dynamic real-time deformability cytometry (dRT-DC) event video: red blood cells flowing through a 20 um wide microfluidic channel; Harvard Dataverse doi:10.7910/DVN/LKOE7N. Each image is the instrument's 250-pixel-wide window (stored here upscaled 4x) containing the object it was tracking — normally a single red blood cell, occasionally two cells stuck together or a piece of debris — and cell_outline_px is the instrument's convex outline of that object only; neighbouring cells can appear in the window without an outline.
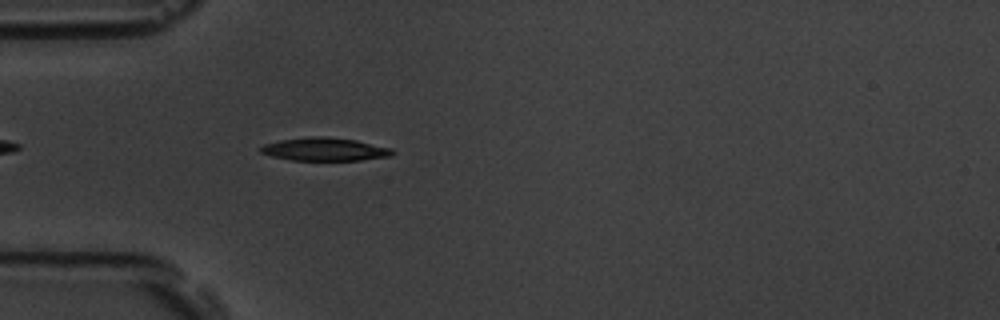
{"species": "common noctule bat (a hibernating species)", "species_latin": "Nyctalus noctula", "temperature_condition": "room temperature", "stored_images_in_passage": 42, "camera_frame_rate_fps": 3000, "um_per_image_px": 0.085, "animal": {"sex": "male", "body_mass_g": 19.5, "forearm_length_mm": 54.6}, "frame": {"image": 1, "passage_image": 4, "time_ms": 1.0, "image_size_px": [1000, 320], "cell_outline_px": [[396, 152], [392, 156], [360, 160], [292, 160], [272, 156], [260, 152], [260, 148], [264, 144], [280, 140], [312, 136], [328, 136], [356, 140], [392, 148]], "centroid_in_image_um": [27.64, 12.68], "position_along_channel_um": 57.4, "area_um2": 17.8}}
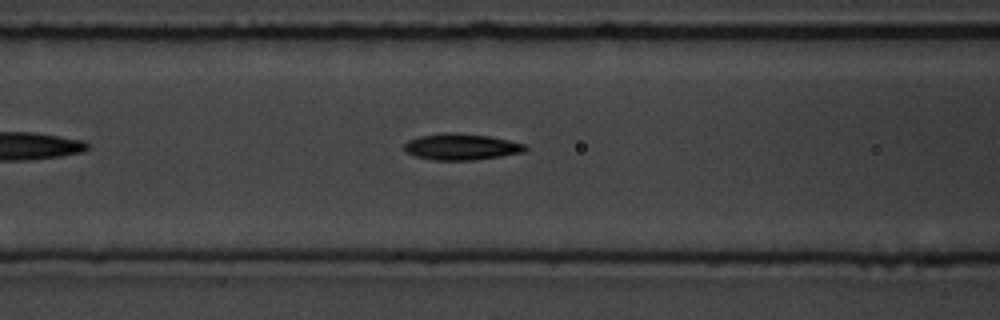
{"frame": {"image": 2, "passage_image": 10, "time_ms": 3.0, "image_size_px": [1000, 320], "cell_outline_px": [[528, 148], [524, 152], [500, 156], [472, 160], [436, 160], [416, 156], [404, 152], [404, 144], [408, 140], [420, 136], [448, 132], [452, 132], [488, 136], [528, 144]], "centroid_in_image_um": [39.22, 12.47], "position_along_channel_um": 127.4, "area_um2": 18.5}}
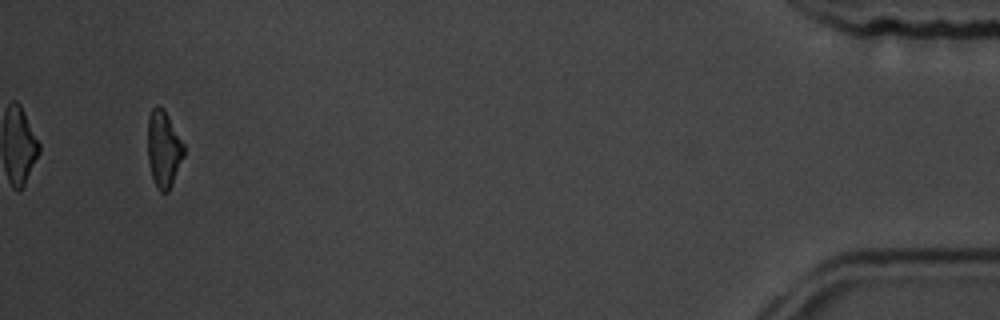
{"frame": {"image": 3, "passage_image": 40, "time_ms": 13.0, "image_size_px": [1000, 320], "cell_outline_px": [[184, 156], [172, 184], [168, 192], [160, 192], [156, 188], [152, 180], [148, 160], [148, 116], [152, 108], [156, 104], [160, 104], [164, 108], [184, 144]], "centroid_in_image_um": [13.89, 12.65], "position_along_channel_um": 421.3, "area_um2": 16.42}, "authors_computed_cell_mechanics": {"area_um2": 17.8024, "velocity_mm_per_s": 3.7374, "shape_relaxation_time_tau1_ms": 2.8181, "shape_relaxation_time_tau2_ms": 3.5743, "deformation_change_tau1": 0.1199, "deformation_change_tau2": 0.1156}}